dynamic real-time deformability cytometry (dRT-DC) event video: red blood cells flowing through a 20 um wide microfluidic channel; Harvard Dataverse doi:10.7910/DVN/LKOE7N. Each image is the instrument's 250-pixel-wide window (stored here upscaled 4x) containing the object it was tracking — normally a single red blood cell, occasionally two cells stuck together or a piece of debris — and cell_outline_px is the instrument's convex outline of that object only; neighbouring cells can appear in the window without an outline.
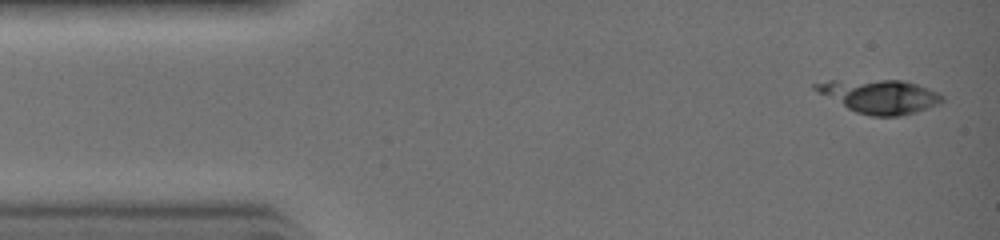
{"species": "common noctule bat (a hibernating species)", "species_latin": "Nyctalus noctula", "temperature_condition": "warm", "stored_images_in_passage": 29, "camera_frame_rate_fps": 3000, "um_per_image_px": 0.085, "animal": {"sex": "female", "body_mass_g": 19.0, "forearm_length_mm": 51.5}, "frame": {"image": 1, "passage_image": 1, "time_ms": 0.0, "image_size_px": [1000, 240], "cell_outline_px": [[944, 100], [940, 104], [916, 112], [900, 116], [872, 116], [856, 112], [848, 108], [812, 88], [812, 84], [828, 80], [904, 80], [928, 88], [944, 96]], "centroid_in_image_um": [74.81, 8.18], "position_along_channel_um": 10.2, "area_um2": 24.74}}